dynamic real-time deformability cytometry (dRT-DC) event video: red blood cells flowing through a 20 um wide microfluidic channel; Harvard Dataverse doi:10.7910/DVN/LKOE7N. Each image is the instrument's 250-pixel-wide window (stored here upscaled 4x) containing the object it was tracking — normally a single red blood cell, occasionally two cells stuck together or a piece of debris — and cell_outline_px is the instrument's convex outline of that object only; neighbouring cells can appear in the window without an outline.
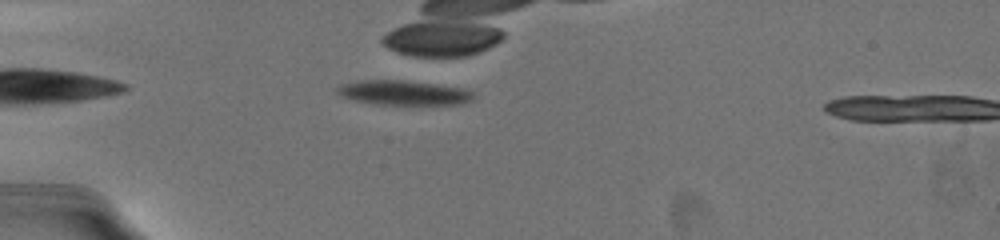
{"species": "common noctule bat (a hibernating species)", "species_latin": "Nyctalus noctula", "temperature_condition": "warm", "stored_images_in_passage": 7, "camera_frame_rate_fps": 3000, "um_per_image_px": 0.085, "animal": {"sex": "female", "body_mass_g": 19.5, "forearm_length_mm": 54.1}, "frame": {"image": 1, "passage_image": 6, "time_ms": 1.333, "image_size_px": [1000, 240], "cell_outline_px": [[472, 96], [464, 100], [452, 104], [384, 104], [360, 100], [344, 96], [340, 92], [340, 88], [344, 84], [356, 80], [400, 80], [432, 84], [456, 88], [468, 92]], "centroid_in_image_um": [34.21, 7.86], "position_along_channel_um": 50.8, "area_um2": 17.92}}